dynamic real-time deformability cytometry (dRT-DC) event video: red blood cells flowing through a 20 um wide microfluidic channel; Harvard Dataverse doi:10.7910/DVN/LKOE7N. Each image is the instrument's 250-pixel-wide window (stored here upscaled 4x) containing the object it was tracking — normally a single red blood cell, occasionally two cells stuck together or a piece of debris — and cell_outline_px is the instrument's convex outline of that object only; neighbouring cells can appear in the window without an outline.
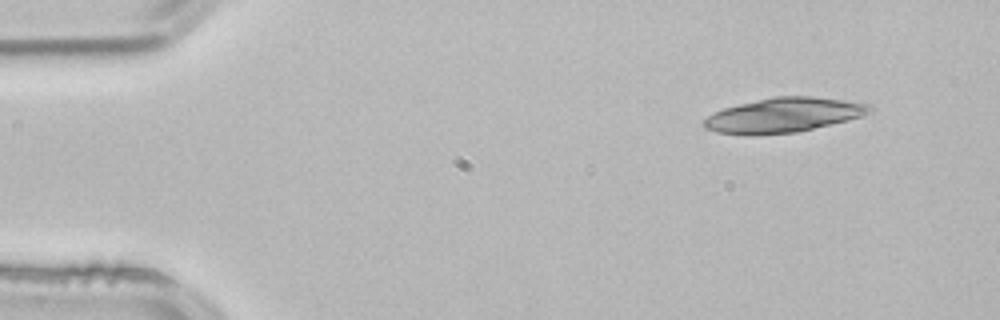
{"species": "common noctule bat (a hibernating species)", "species_latin": "Nyctalus noctula", "temperature_condition": "room temperature", "stored_images_in_passage": 4, "camera_frame_rate_fps": 3000, "um_per_image_px": 0.085, "animal": {"sex": "male", "body_mass_g": 21.5, "forearm_length_mm": 52.0}, "frame": {"image": 1, "passage_image": 1, "time_ms": 0.0, "image_size_px": [1000, 320], "cell_outline_px": [[876, 108], [872, 112], [848, 120], [796, 132], [752, 136], [744, 136], [716, 132], [704, 128], [700, 124], [708, 116], [724, 108], [772, 96], [812, 96], [844, 100], [868, 104]], "centroid_in_image_um": [66.58, 9.8], "position_along_channel_um": 18.4, "area_um2": 33.64}}